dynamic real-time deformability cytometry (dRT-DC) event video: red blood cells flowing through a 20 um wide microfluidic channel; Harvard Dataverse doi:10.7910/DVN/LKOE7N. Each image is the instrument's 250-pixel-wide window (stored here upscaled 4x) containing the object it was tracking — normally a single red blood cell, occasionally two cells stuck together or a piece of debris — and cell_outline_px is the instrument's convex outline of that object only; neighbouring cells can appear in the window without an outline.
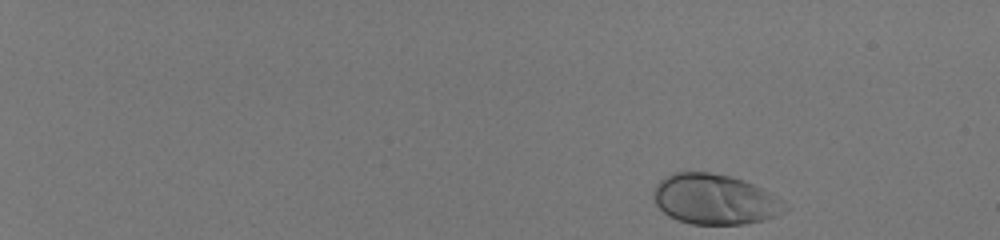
{"species": "human", "species_latin": "Homo sapiens", "temperature_condition": "room temperature", "stored_images_in_passage": 46, "camera_frame_rate_fps": 3000, "um_per_image_px": 0.085, "donor": {"sex": "male"}, "frame": {"image": 1, "passage_image": 1, "time_ms": 0.0, "image_size_px": [1000, 240], "cell_outline_px": [[788, 208], [776, 216], [760, 220], [740, 224], [692, 224], [676, 220], [668, 216], [656, 204], [652, 196], [652, 192], [656, 184], [660, 180], [672, 172], [708, 172], [732, 176], [752, 184], [776, 196]], "centroid_in_image_um": [60.69, 16.93], "position_along_channel_um": 24.3, "area_um2": 38.26}}
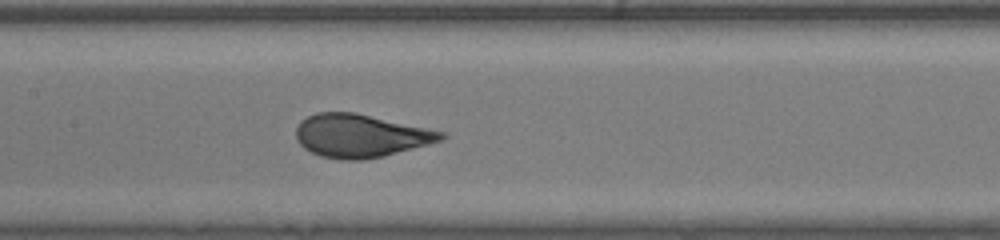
{"frame": {"image": 2, "passage_image": 26, "time_ms": 8.333, "image_size_px": [1000, 240], "cell_outline_px": [[448, 136], [444, 140], [384, 156], [364, 160], [340, 160], [320, 156], [304, 148], [296, 140], [296, 128], [300, 120], [316, 112], [356, 112], [448, 132]], "centroid_in_image_um": [30.68, 11.53], "position_along_channel_um": 176.7, "area_um2": 36.99}}
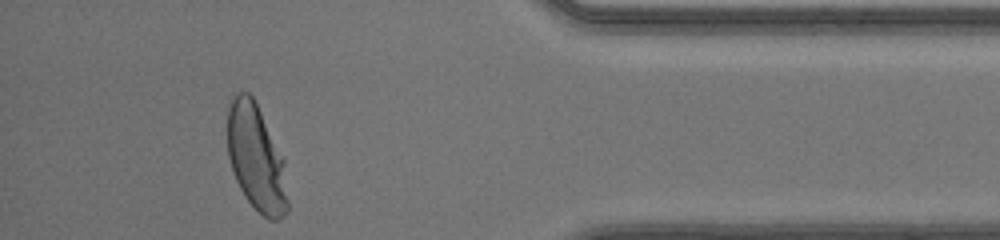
{"frame": {"image": 3, "passage_image": 45, "time_ms": 14.667, "image_size_px": [1000, 240], "cell_outline_px": [[288, 212], [284, 216], [276, 220], [268, 220], [244, 196], [232, 172], [228, 156], [228, 104], [232, 96], [236, 92], [248, 92], [252, 96], [284, 160], [288, 200]], "centroid_in_image_um": [21.77, 13.44], "position_along_channel_um": 413.4, "area_um2": 37.17}, "authors_computed_cell_mechanics": {"area_um2": 36.4718, "velocity_mm_per_s": 4.0926, "shape_relaxation_time_tau1_ms": 3.3564, "shape_relaxation_time_tau2_ms": null, "deformation_change_tau1": 0.2009, "deformation_change_tau2": null}}